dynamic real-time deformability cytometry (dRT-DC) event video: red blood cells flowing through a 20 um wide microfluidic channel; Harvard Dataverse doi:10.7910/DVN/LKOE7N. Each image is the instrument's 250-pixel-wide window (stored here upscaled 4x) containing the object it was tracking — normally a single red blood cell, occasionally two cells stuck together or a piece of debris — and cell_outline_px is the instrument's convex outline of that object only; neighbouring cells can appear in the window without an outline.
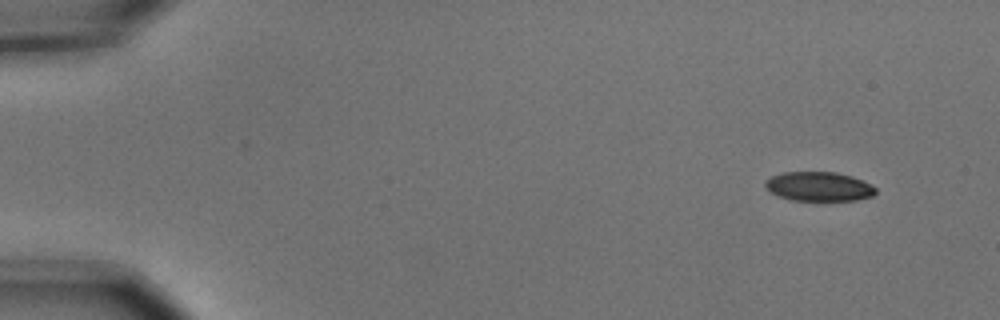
{"species": "common noctule bat (a hibernating species)", "species_latin": "Nyctalus noctula", "temperature_condition": "cold", "stored_images_in_passage": 4, "camera_frame_rate_fps": 3000, "um_per_image_px": 0.085, "animal": {"sex": "male", "body_mass_g": 15.6}, "frame": {"image": 1, "passage_image": 1, "time_ms": 0.0, "image_size_px": [1000, 320], "cell_outline_px": [[876, 192], [872, 196], [856, 200], [792, 200], [780, 196], [772, 192], [764, 184], [764, 180], [780, 172], [836, 172], [852, 176], [872, 184], [876, 188]], "centroid_in_image_um": [69.62, 15.84], "position_along_channel_um": 15.4, "area_um2": 18.79}}
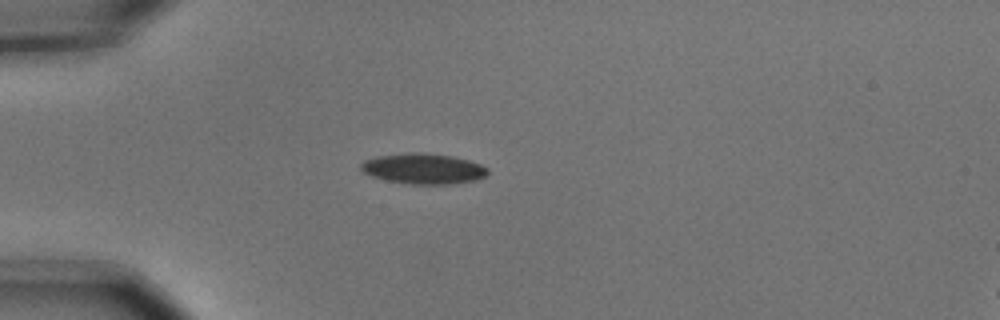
{"frame": {"image": 2, "passage_image": 4, "time_ms": 1.0, "image_size_px": [1000, 320], "cell_outline_px": [[488, 172], [484, 176], [476, 180], [448, 184], [412, 184], [388, 180], [372, 176], [364, 172], [360, 168], [360, 164], [364, 160], [376, 156], [408, 152], [424, 152], [452, 156], [468, 160], [480, 164], [488, 168]], "centroid_in_image_um": [35.97, 14.32], "position_along_channel_um": 49.0, "area_um2": 22.48}}